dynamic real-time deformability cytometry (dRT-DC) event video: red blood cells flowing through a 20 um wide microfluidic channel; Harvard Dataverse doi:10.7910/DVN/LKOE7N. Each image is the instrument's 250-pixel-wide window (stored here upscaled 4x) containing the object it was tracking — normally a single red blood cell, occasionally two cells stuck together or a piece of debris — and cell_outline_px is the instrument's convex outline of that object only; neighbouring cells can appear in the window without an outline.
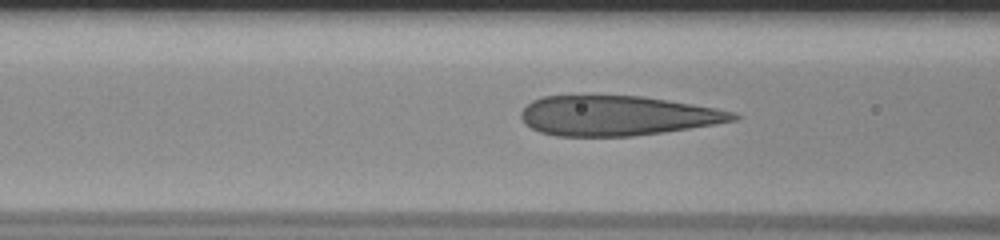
{"species": "human", "species_latin": "Homo sapiens", "temperature_condition": "room temperature", "stored_images_in_passage": 8, "camera_frame_rate_fps": 3000, "um_per_image_px": 0.085, "donor": {"sex": "male"}, "frame": {"image": 1, "passage_image": 5, "time_ms": 1.333, "image_size_px": [1000, 240], "cell_outline_px": [[740, 116], [736, 120], [664, 132], [632, 136], [556, 136], [540, 132], [524, 124], [520, 116], [520, 112], [532, 100], [544, 96], [640, 96], [668, 100], [716, 108], [736, 112]], "centroid_in_image_um": [52.43, 9.83], "position_along_channel_um": 114.2, "area_um2": 49.01}}